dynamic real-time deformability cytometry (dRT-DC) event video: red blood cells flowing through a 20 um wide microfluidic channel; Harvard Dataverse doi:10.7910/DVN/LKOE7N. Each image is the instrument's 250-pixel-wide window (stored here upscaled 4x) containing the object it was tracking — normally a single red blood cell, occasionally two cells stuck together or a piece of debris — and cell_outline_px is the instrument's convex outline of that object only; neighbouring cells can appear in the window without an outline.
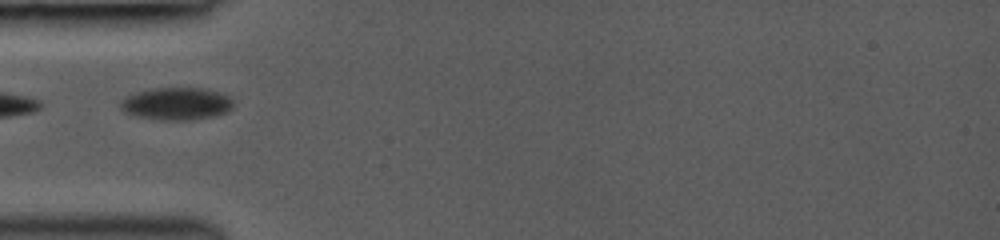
{"species": "common noctule bat (a hibernating species)", "species_latin": "Nyctalus noctula", "temperature_condition": "room temperature", "stored_images_in_passage": 14, "camera_frame_rate_fps": 3000, "um_per_image_px": 0.085, "animal": {"sex": "female", "body_mass_g": 19.0, "forearm_length_mm": 53.3}, "frame": {"image": 1, "passage_image": 1, "time_ms": 0.0, "image_size_px": [1000, 240], "cell_outline_px": [[232, 108], [228, 112], [216, 116], [192, 120], [160, 120], [132, 116], [124, 112], [120, 108], [120, 100], [124, 96], [136, 92], [152, 88], [204, 88], [220, 92], [228, 96], [232, 100]], "centroid_in_image_um": [14.97, 8.82], "position_along_channel_um": 70.0, "area_um2": 21.79}}
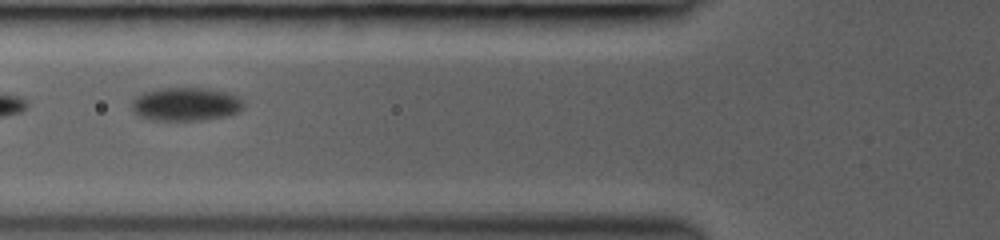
{"frame": {"image": 2, "passage_image": 4, "time_ms": 1.0, "image_size_px": [1000, 240], "cell_outline_px": [[244, 108], [240, 112], [228, 116], [200, 120], [152, 120], [140, 116], [132, 108], [132, 100], [136, 96], [144, 92], [160, 88], [204, 88], [228, 92], [240, 96], [244, 104]], "centroid_in_image_um": [15.85, 8.85], "position_along_channel_um": 109.9, "area_um2": 21.96}}
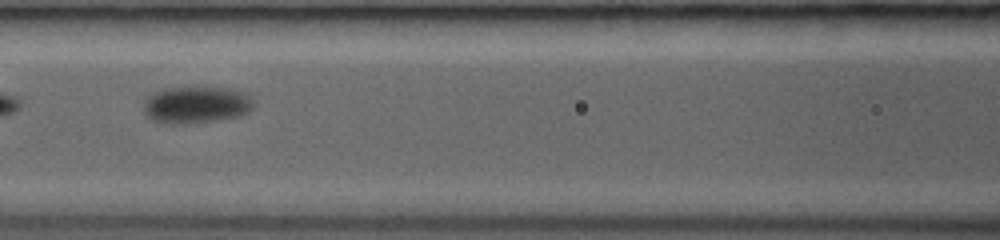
{"frame": {"image": 3, "passage_image": 9, "time_ms": 2.0, "image_size_px": [1000, 240], "cell_outline_px": [[252, 108], [248, 112], [240, 116], [216, 120], [184, 124], [172, 124], [152, 120], [144, 112], [144, 100], [148, 96], [164, 88], [192, 84], [196, 84], [228, 88], [240, 92], [248, 96], [252, 100]], "centroid_in_image_um": [16.64, 8.86], "position_along_channel_um": 150.0, "area_um2": 24.28}}